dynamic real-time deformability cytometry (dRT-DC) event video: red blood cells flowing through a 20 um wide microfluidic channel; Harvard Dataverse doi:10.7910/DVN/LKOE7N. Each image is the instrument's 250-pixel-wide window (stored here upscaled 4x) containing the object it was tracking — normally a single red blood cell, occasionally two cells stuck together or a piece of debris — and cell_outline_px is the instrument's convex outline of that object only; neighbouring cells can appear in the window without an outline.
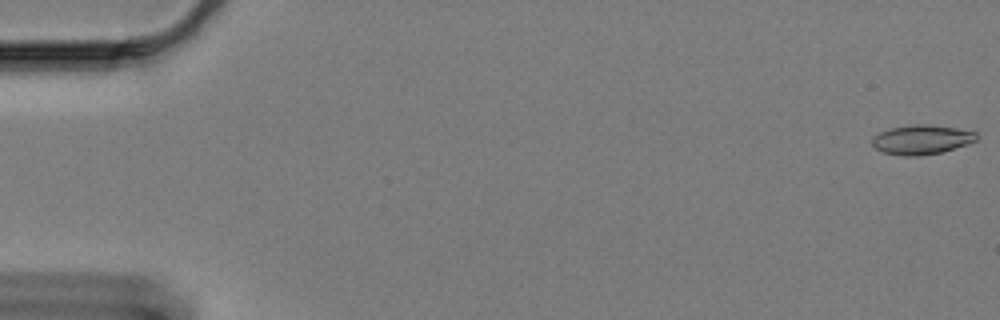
{"species": "Egyptian fruit bat (a non-hibernating species)", "species_latin": "Rousettus aegyptiacus", "temperature_condition": "cold", "stored_images_in_passage": 13, "camera_frame_rate_fps": 3000, "um_per_image_px": 0.085, "animal": {"sex": "female"}, "frame": {"image": 1, "passage_image": 1, "time_ms": 0.0, "image_size_px": [1000, 320], "cell_outline_px": [[976, 140], [968, 144], [940, 152], [920, 156], [900, 156], [884, 152], [876, 148], [872, 144], [872, 136], [880, 132], [892, 128], [916, 124], [924, 124], [956, 128], [976, 132]], "centroid_in_image_um": [78.31, 11.87], "position_along_channel_um": 6.7, "area_um2": 17.69}}